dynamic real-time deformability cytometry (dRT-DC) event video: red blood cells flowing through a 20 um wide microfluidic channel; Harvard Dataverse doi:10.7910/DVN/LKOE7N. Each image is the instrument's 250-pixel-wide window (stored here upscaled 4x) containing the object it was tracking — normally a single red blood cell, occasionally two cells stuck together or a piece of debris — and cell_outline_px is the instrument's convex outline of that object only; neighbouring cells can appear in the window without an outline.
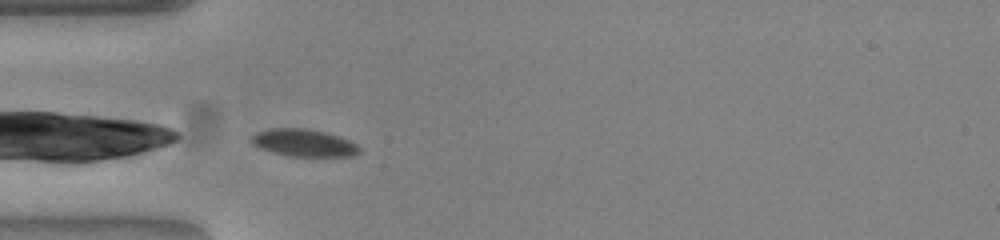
{"species": "common noctule bat (a hibernating species)", "species_latin": "Nyctalus noctula", "temperature_condition": "warm", "stored_images_in_passage": 36, "camera_frame_rate_fps": 3000, "um_per_image_px": 0.085, "animal": {"sex": "female", "body_mass_g": 23.0, "forearm_length_mm": 53.4}, "frame": {"image": 1, "passage_image": 1, "time_ms": 0.0, "image_size_px": [1000, 240], "cell_outline_px": [[360, 152], [352, 156], [288, 156], [260, 148], [252, 144], [252, 136], [256, 132], [272, 128], [304, 128], [324, 132], [348, 140], [356, 144], [360, 148]], "centroid_in_image_um": [25.81, 12.14], "position_along_channel_um": 59.2, "area_um2": 16.94}}
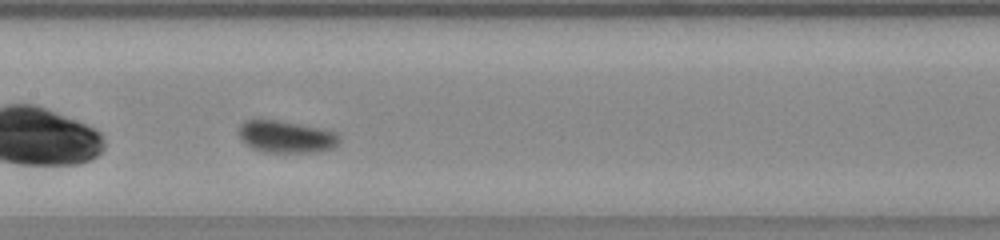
{"frame": {"image": 2, "passage_image": 11, "time_ms": 3.333, "image_size_px": [1000, 240], "cell_outline_px": [[340, 140], [332, 148], [320, 152], [264, 152], [252, 148], [244, 144], [240, 136], [240, 124], [244, 120], [276, 120], [336, 132], [340, 136]], "centroid_in_image_um": [24.31, 11.64], "position_along_channel_um": 183.1, "area_um2": 18.55}}
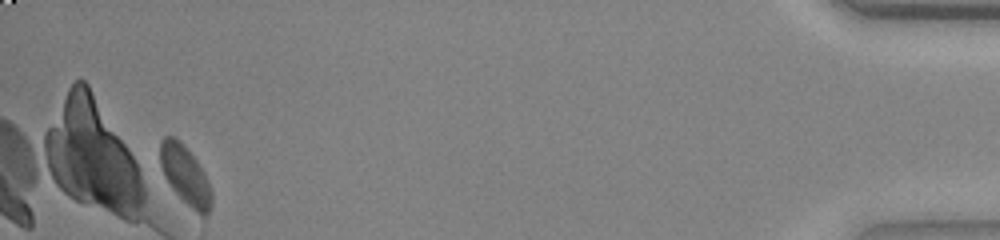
{"frame": {"image": 3, "passage_image": 36, "time_ms": 11.667, "image_size_px": [1000, 240], "cell_outline_px": [[212, 208], [204, 220], [172, 188], [164, 176], [160, 164], [160, 140], [164, 136], [172, 136], [180, 140], [188, 148], [204, 172], [208, 180], [212, 192]], "centroid_in_image_um": [15.77, 14.9], "position_along_channel_um": 419.4, "area_um2": 17.86}, "authors_computed_cell_mechanics": {"area_um2": 17.8602, "velocity_mm_per_s": 3.8017, "shape_relaxation_time_tau1_ms": 0.9813, "shape_relaxation_time_tau2_ms": null, "deformation_change_tau1": 0.048, "deformation_change_tau2": null}}